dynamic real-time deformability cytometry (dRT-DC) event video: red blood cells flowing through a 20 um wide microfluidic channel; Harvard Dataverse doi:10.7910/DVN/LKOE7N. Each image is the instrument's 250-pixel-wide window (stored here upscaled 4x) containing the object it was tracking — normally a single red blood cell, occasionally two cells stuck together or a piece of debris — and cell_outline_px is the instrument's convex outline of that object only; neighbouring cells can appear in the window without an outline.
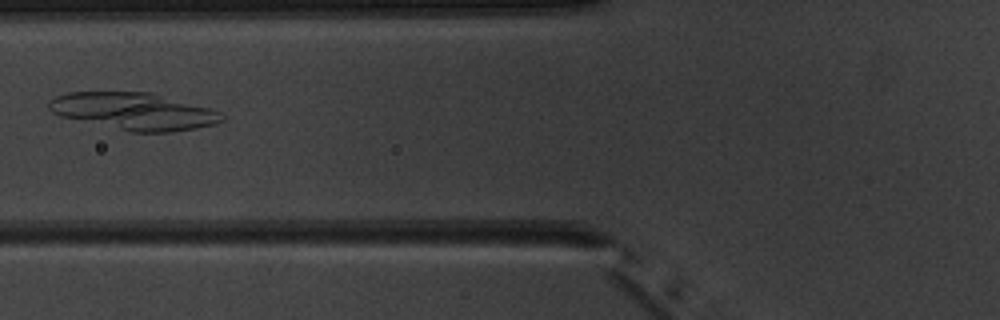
{"species": "common noctule bat (a hibernating species)", "species_latin": "Nyctalus noctula", "temperature_condition": "warm", "stored_images_in_passage": 6, "camera_frame_rate_fps": 3000, "um_per_image_px": 0.085, "animal": {"sex": "male", "body_mass_g": 20.1, "forearm_length_mm": 53.5}, "frame": {"image": 1, "passage_image": 6, "time_ms": 5.667, "image_size_px": [1000, 320], "cell_outline_px": [[224, 120], [216, 124], [196, 128], [172, 132], [132, 132], [60, 116], [52, 112], [48, 108], [48, 100], [56, 96], [68, 92], [152, 92], [208, 108], [220, 112], [224, 116]], "centroid_in_image_um": [11.38, 9.45], "position_along_channel_um": 114.4, "area_um2": 37.28}}